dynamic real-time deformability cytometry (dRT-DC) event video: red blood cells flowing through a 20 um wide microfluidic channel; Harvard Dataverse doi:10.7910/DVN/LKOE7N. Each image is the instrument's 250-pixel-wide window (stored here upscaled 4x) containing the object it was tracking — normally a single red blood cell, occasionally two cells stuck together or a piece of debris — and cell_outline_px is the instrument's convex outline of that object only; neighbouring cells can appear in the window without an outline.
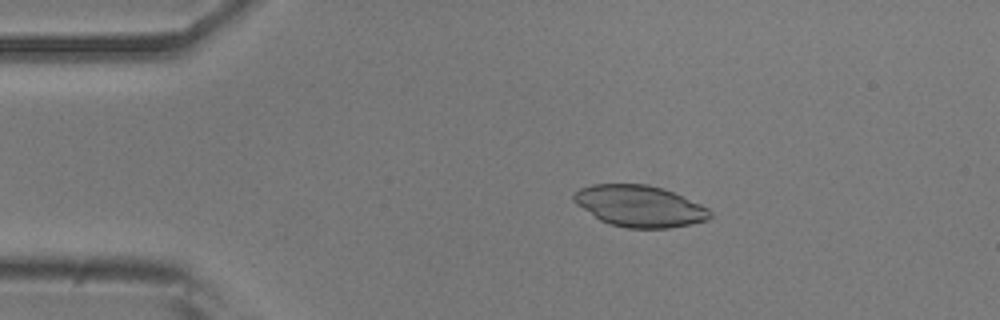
{"species": "common noctule bat (a hibernating species)", "species_latin": "Nyctalus noctula", "temperature_condition": "room temperature", "stored_images_in_passage": 53, "camera_frame_rate_fps": 3000, "um_per_image_px": 0.085, "animal": {"sex": "male", "body_mass_g": 20.5, "forearm_length_mm": 52.5}, "frame": {"image": 1, "passage_image": 10, "time_ms": 3.0, "image_size_px": [1000, 320], "cell_outline_px": [[712, 216], [708, 220], [692, 224], [668, 228], [628, 228], [608, 224], [600, 220], [576, 204], [572, 200], [572, 196], [580, 188], [592, 184], [648, 184], [672, 192], [700, 204], [708, 208], [712, 212]], "centroid_in_image_um": [54.36, 17.52], "position_along_channel_um": 30.6, "area_um2": 32.83}}
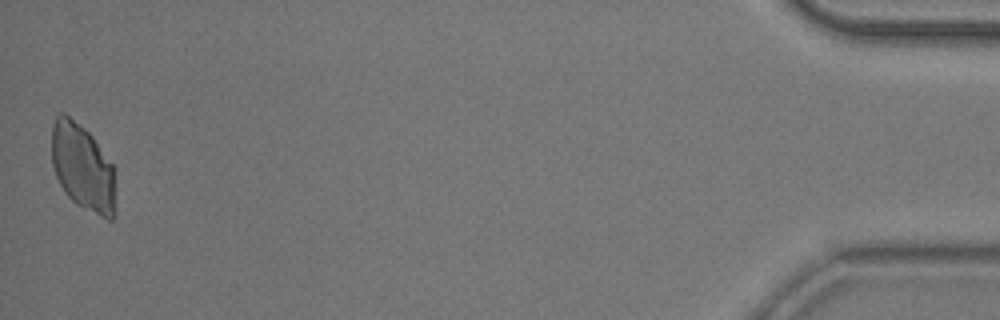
{"frame": {"image": 2, "passage_image": 53, "time_ms": 17.333, "image_size_px": [1000, 320], "cell_outline_px": [[116, 168], [112, 220], [108, 220], [76, 204], [64, 192], [56, 176], [52, 164], [52, 128], [56, 116], [60, 112], [64, 112], [80, 124], [92, 136]], "centroid_in_image_um": [7.03, 14.2], "position_along_channel_um": 428.2, "area_um2": 32.37}}